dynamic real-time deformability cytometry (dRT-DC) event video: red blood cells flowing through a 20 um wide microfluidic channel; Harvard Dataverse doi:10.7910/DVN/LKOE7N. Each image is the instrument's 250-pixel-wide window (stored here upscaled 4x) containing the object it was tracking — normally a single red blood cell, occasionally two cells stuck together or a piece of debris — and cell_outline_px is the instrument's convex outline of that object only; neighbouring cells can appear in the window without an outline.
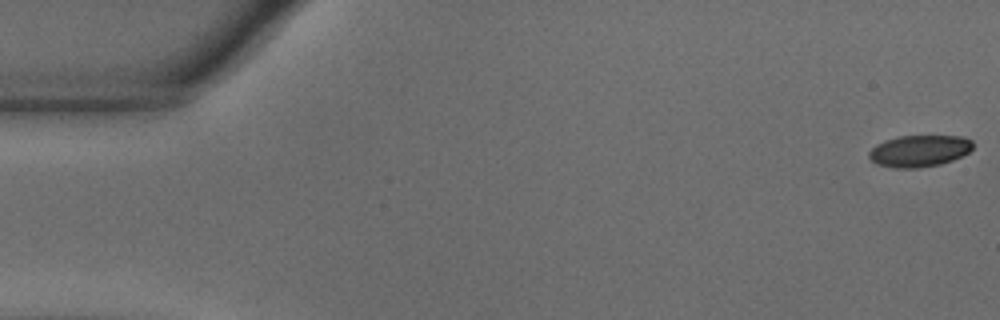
{"species": "common noctule bat (a hibernating species)", "species_latin": "Nyctalus noctula", "temperature_condition": "warm", "stored_images_in_passage": 17, "camera_frame_rate_fps": 3000, "um_per_image_px": 0.085, "animal": {"sex": "male", "body_mass_g": 18.8}, "frame": {"image": 1, "passage_image": 1, "time_ms": 0.0, "image_size_px": [1000, 320], "cell_outline_px": [[972, 148], [968, 152], [952, 160], [940, 164], [916, 168], [896, 168], [876, 164], [868, 156], [868, 152], [876, 144], [884, 140], [900, 136], [964, 136], [972, 140]], "centroid_in_image_um": [78.12, 12.82], "position_along_channel_um": 6.9, "area_um2": 19.13}}
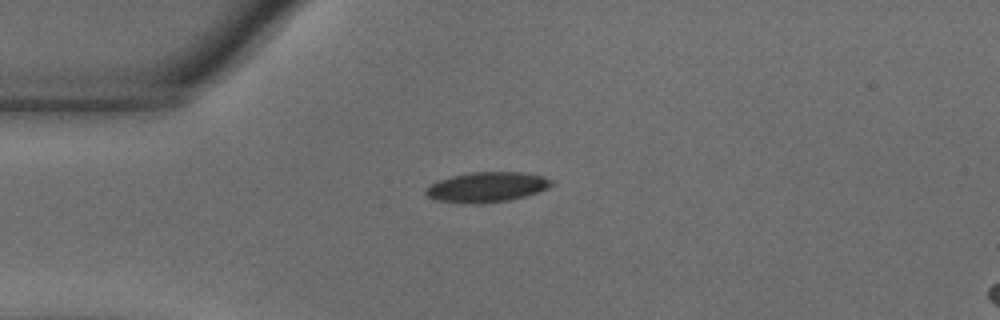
{"frame": {"image": 2, "passage_image": 14, "time_ms": 4.333, "image_size_px": [1000, 320], "cell_outline_px": [[556, 184], [548, 188], [524, 196], [508, 200], [480, 204], [464, 204], [436, 200], [428, 196], [424, 192], [424, 188], [440, 180], [452, 176], [472, 172], [524, 172], [544, 176], [556, 180]], "centroid_in_image_um": [41.42, 15.9], "position_along_channel_um": 43.6, "area_um2": 22.25}}